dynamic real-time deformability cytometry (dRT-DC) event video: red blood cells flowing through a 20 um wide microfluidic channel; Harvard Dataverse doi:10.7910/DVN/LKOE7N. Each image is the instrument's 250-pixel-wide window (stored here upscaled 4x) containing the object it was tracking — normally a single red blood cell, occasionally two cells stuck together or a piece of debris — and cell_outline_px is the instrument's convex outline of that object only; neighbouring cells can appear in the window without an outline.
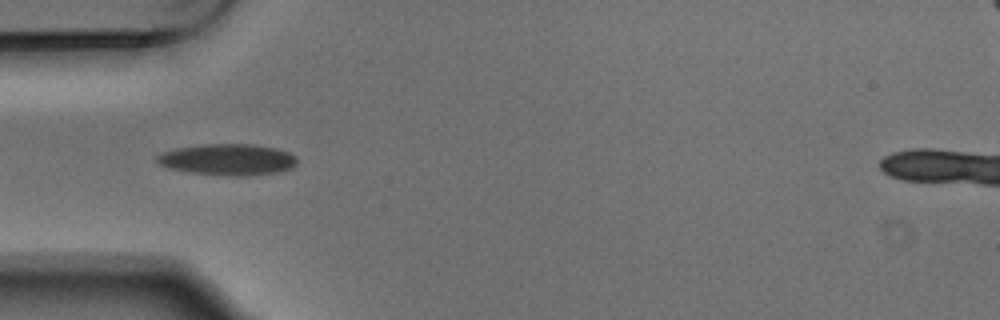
{"species": "Egyptian fruit bat (a non-hibernating species)", "species_latin": "Rousettus aegyptiacus", "temperature_condition": "warm", "stored_images_in_passage": 9, "camera_frame_rate_fps": 3000, "um_per_image_px": 0.085, "animal": {"sex": "male"}, "frame": {"image": 1, "passage_image": 4, "time_ms": 1.0, "image_size_px": [1000, 320], "cell_outline_px": [[296, 164], [292, 168], [276, 172], [244, 176], [228, 176], [188, 172], [168, 168], [160, 164], [156, 160], [156, 156], [164, 152], [176, 148], [204, 144], [252, 144], [276, 148], [288, 152], [296, 156]], "centroid_in_image_um": [19.35, 13.56], "position_along_channel_um": 65.6, "area_um2": 25.55}}
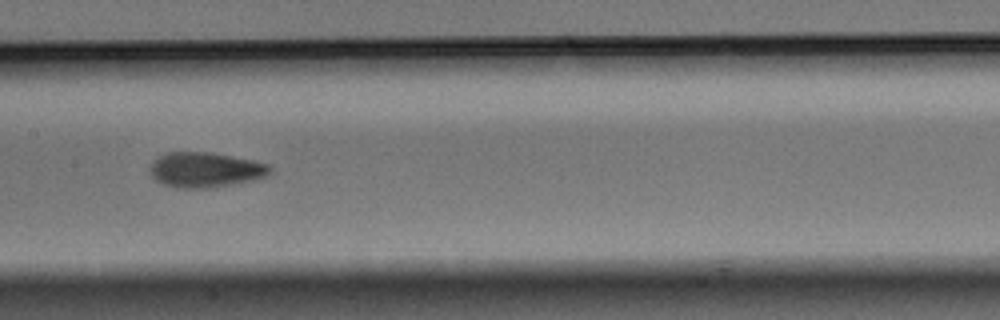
{"frame": {"image": 2, "passage_image": 7, "time_ms": 2.0, "image_size_px": [1000, 320], "cell_outline_px": [[272, 172], [264, 176], [252, 180], [232, 184], [208, 188], [176, 188], [160, 184], [152, 176], [152, 160], [168, 152], [212, 152], [252, 160], [268, 164], [272, 168]], "centroid_in_image_um": [17.45, 14.43], "position_along_channel_um": 190.0, "area_um2": 24.45}}
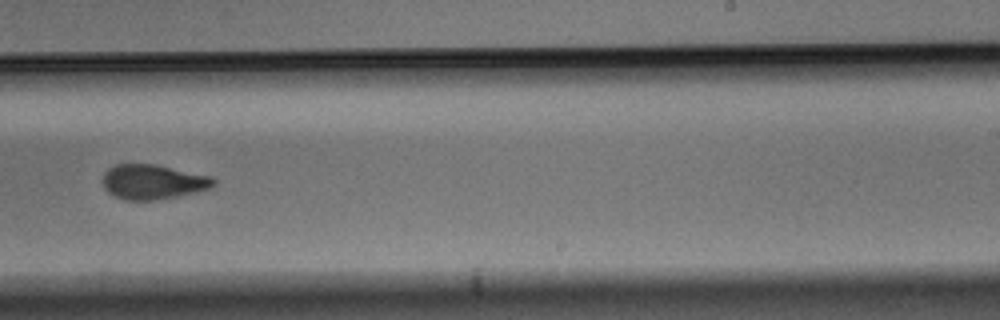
{"frame": {"image": 3, "passage_image": 9, "time_ms": 2.667, "image_size_px": [1000, 320], "cell_outline_px": [[216, 184], [212, 188], [196, 192], [156, 200], [124, 200], [108, 192], [104, 188], [104, 172], [108, 168], [116, 164], [156, 164], [212, 176], [216, 180]], "centroid_in_image_um": [13.03, 15.45], "position_along_channel_um": 276.0, "area_um2": 22.54}}